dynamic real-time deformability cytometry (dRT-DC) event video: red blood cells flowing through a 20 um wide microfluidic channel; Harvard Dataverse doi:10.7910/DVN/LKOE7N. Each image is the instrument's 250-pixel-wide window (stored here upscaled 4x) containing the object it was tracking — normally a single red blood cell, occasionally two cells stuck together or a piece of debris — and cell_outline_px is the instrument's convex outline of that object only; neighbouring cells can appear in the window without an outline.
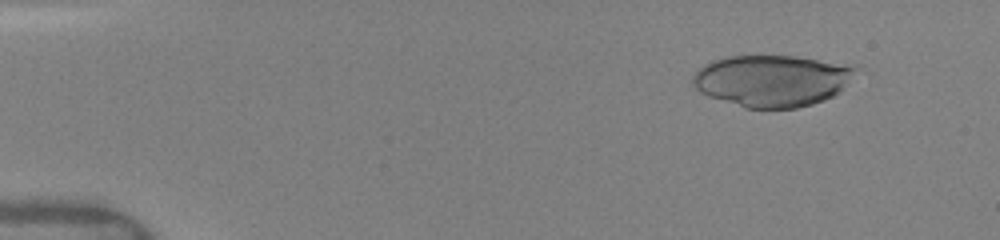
{"species": "human", "species_latin": "Homo sapiens", "temperature_condition": "warm", "stored_images_in_passage": 32, "camera_frame_rate_fps": 3000, "um_per_image_px": 0.085, "donor": {"sex": "female"}, "frame": {"image": 1, "passage_image": 5, "time_ms": 1.333, "image_size_px": [1000, 240], "cell_outline_px": [[860, 64], [844, 84], [832, 96], [824, 100], [812, 104], [796, 108], [744, 108], [708, 96], [700, 92], [692, 84], [692, 76], [696, 68], [712, 60], [724, 56], [796, 56]], "centroid_in_image_um": [65.58, 6.83], "position_along_channel_um": 19.4, "area_um2": 49.36}}
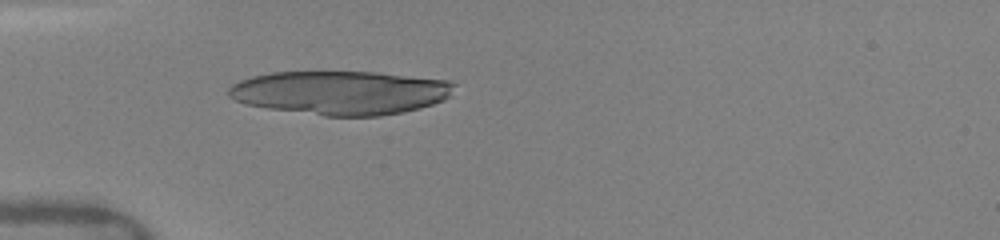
{"frame": {"image": 2, "passage_image": 23, "time_ms": 4.667, "image_size_px": [1000, 240], "cell_outline_px": [[456, 84], [448, 96], [444, 100], [420, 108], [404, 112], [380, 116], [324, 116], [268, 108], [244, 104], [228, 96], [228, 88], [232, 84], [240, 80], [252, 76], [272, 72], [376, 72], [452, 80]], "centroid_in_image_um": [28.96, 7.87], "position_along_channel_um": 56.0, "area_um2": 57.86}}